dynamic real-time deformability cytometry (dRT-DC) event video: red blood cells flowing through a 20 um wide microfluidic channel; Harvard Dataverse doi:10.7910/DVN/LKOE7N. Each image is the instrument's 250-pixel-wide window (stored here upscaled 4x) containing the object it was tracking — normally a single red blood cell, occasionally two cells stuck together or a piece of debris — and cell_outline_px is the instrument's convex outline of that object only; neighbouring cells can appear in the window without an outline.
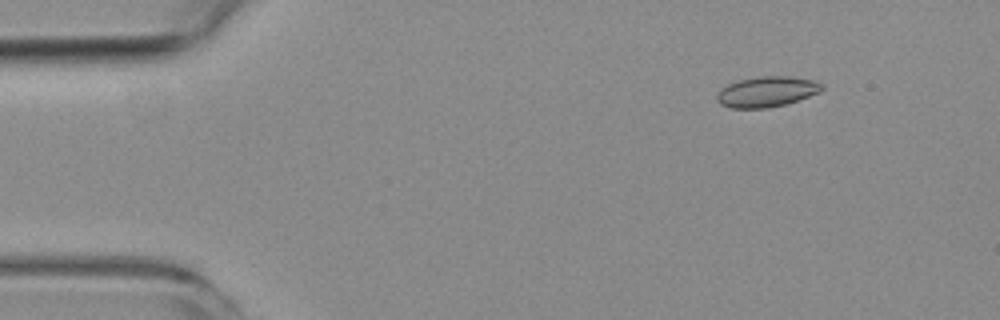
{"species": "common noctule bat (a hibernating species)", "species_latin": "Nyctalus noctula", "temperature_condition": "room temperature", "stored_images_in_passage": 5, "camera_frame_rate_fps": 3000, "um_per_image_px": 0.085, "animal": {"sex": "female", "body_mass_g": 19.3, "forearm_length_mm": 54.1}, "frame": {"image": 1, "passage_image": 1, "time_ms": 0.0, "image_size_px": [1000, 320], "cell_outline_px": [[824, 88], [820, 92], [784, 104], [768, 108], [728, 108], [720, 104], [716, 100], [716, 96], [720, 88], [728, 84], [740, 80], [760, 76], [788, 76], [812, 80], [824, 84]], "centroid_in_image_um": [65.14, 7.8], "position_along_channel_um": 19.9, "area_um2": 18.61}}